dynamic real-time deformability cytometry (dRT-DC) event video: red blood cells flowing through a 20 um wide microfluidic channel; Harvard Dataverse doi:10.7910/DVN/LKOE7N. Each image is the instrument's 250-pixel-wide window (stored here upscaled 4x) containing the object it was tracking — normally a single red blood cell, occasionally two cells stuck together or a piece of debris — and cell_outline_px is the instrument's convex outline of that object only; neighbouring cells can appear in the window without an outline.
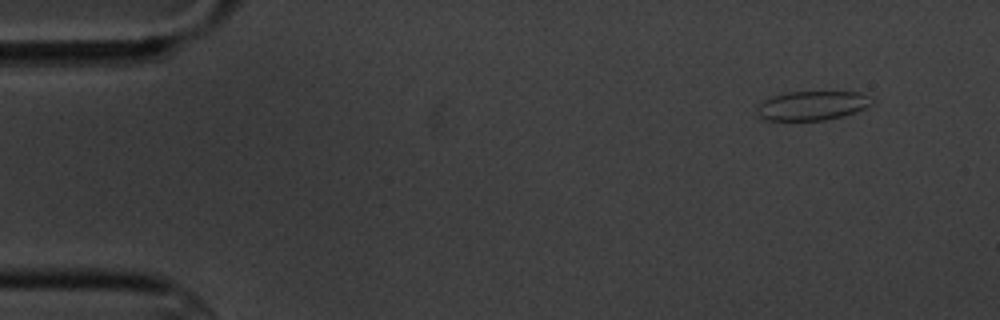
{"species": "common noctule bat (a hibernating species)", "species_latin": "Nyctalus noctula", "temperature_condition": "cold", "stored_images_in_passage": 4, "segment_of_instrument_passage": [1, 2], "camera_frame_rate_fps": 3000, "um_per_image_px": 0.085, "animal": {"sex": "male", "body_mass_g": 20.1, "forearm_length_mm": 53.5}, "frame": {"image": 1, "passage_image": 1, "time_ms": 0.0, "image_size_px": [1000, 320], "cell_outline_px": [[872, 104], [856, 112], [844, 116], [824, 120], [768, 120], [760, 116], [756, 108], [764, 100], [772, 96], [788, 92], [860, 92]], "centroid_in_image_um": [69.0, 8.98], "position_along_channel_um": 16.0, "area_um2": 19.13}}